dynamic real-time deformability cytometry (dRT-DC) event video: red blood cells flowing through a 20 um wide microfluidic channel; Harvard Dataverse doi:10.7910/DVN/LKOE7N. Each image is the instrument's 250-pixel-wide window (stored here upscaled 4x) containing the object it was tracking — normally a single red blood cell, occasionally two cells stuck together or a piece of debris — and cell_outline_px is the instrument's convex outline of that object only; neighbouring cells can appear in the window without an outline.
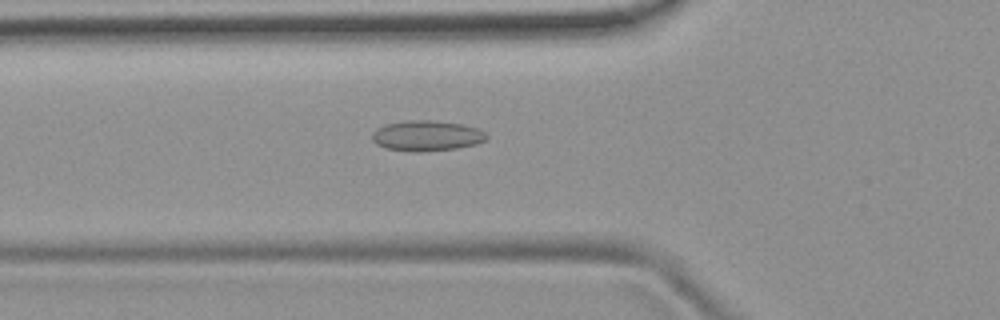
{"species": "common noctule bat (a hibernating species)", "species_latin": "Nyctalus noctula", "temperature_condition": "room temperature", "stored_images_in_passage": 53, "camera_frame_rate_fps": 3000, "um_per_image_px": 0.085, "animal": {"sex": "female", "body_mass_g": 19.9}, "frame": {"image": 1, "passage_image": 19, "time_ms": 6.0, "image_size_px": [1000, 320], "cell_outline_px": [[488, 136], [484, 140], [476, 144], [456, 148], [420, 152], [408, 152], [388, 148], [376, 144], [372, 140], [372, 132], [376, 128], [384, 124], [408, 120], [432, 120], [464, 124], [476, 128], [484, 132]], "centroid_in_image_um": [36.23, 11.53], "position_along_channel_um": 89.6, "area_um2": 20.4}}
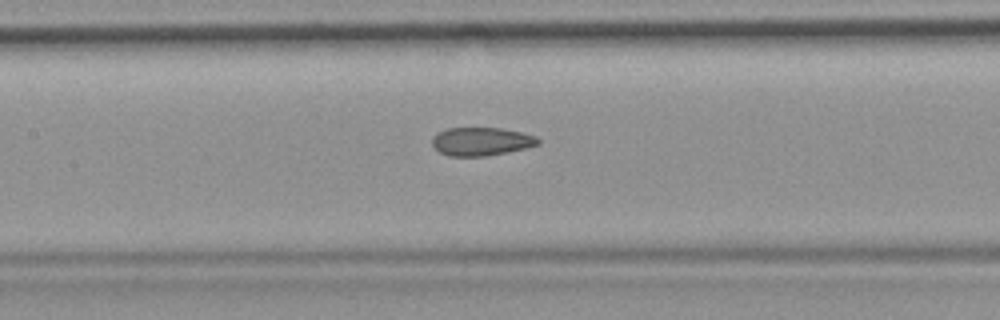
{"frame": {"image": 2, "passage_image": 25, "time_ms": 8.0, "image_size_px": [1000, 320], "cell_outline_px": [[540, 144], [524, 148], [484, 156], [448, 156], [440, 152], [432, 144], [432, 136], [436, 132], [448, 128], [500, 128], [524, 132], [536, 136], [540, 140]], "centroid_in_image_um": [40.89, 12.01], "position_along_channel_um": 166.5, "area_um2": 17.46}}
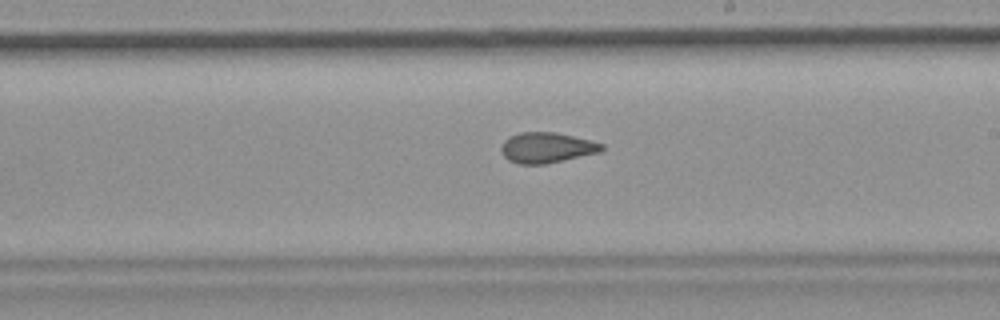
{"frame": {"image": 3, "passage_image": 31, "time_ms": 10.0, "image_size_px": [1000, 320], "cell_outline_px": [[604, 148], [600, 152], [544, 164], [520, 164], [508, 160], [504, 156], [500, 148], [504, 140], [508, 136], [520, 132], [556, 132], [604, 144]], "centroid_in_image_um": [46.43, 12.54], "position_along_channel_um": 242.6, "area_um2": 17.74}, "authors_computed_cell_mechanics": {"area_um2": 18.6116, "velocity_mm_per_s": 3.8272, "shape_relaxation_time_tau1_ms": null, "shape_relaxation_time_tau2_ms": 1.7922, "deformation_change_tau1": null, "deformation_change_tau2": 0.0845}}